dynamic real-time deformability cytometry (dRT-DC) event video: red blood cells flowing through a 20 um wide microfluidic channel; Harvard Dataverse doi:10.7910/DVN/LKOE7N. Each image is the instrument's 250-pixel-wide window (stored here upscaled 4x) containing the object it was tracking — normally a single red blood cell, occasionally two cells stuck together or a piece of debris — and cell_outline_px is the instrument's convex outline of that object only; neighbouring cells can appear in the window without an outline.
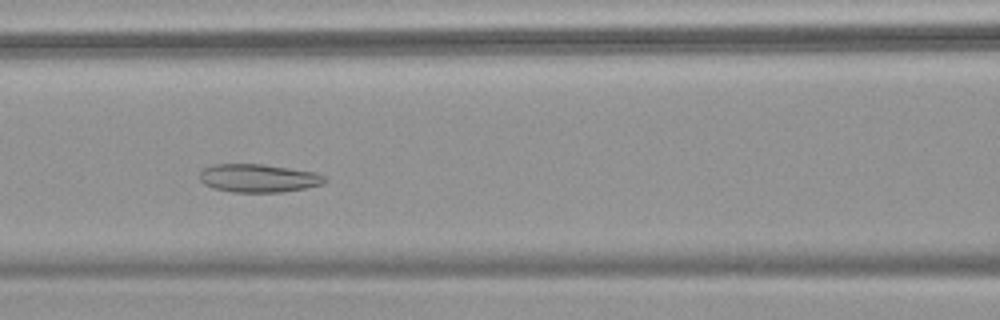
{"species": "common noctule bat (a hibernating species)", "species_latin": "Nyctalus noctula", "temperature_condition": "warm", "stored_images_in_passage": 53, "camera_frame_rate_fps": 3000, "um_per_image_px": 0.085, "animal": {"sex": "female", "body_mass_g": 18.4}, "frame": {"image": 1, "passage_image": 22, "time_ms": 7.0, "image_size_px": [1000, 320], "cell_outline_px": [[328, 180], [324, 184], [284, 192], [232, 192], [212, 188], [204, 184], [200, 180], [200, 172], [204, 168], [212, 164], [264, 164], [316, 172], [328, 176]], "centroid_in_image_um": [22.01, 15.14], "position_along_channel_um": 144.6, "area_um2": 20.87}}
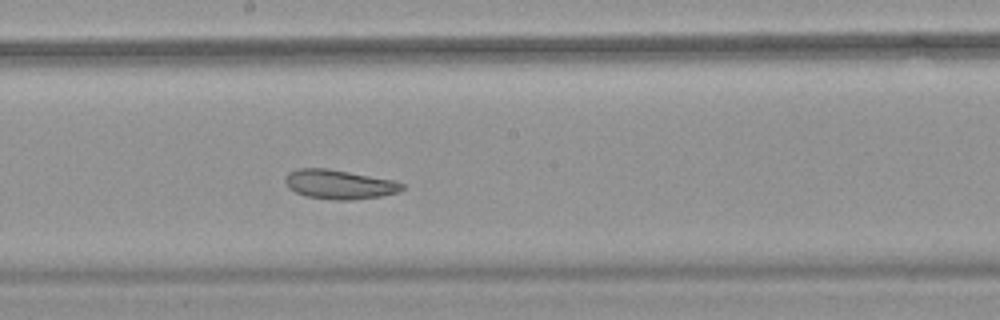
{"frame": {"image": 2, "passage_image": 28, "time_ms": 9.0, "image_size_px": [1000, 320], "cell_outline_px": [[404, 188], [400, 192], [380, 196], [352, 200], [332, 200], [304, 196], [288, 188], [284, 180], [284, 176], [288, 172], [296, 168], [328, 168], [396, 180], [404, 184]], "centroid_in_image_um": [28.83, 15.66], "position_along_channel_um": 219.4, "area_um2": 20.35}}
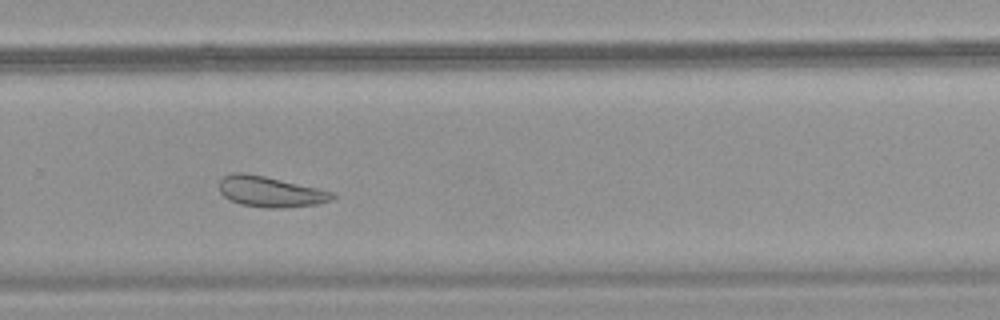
{"frame": {"image": 3, "passage_image": 35, "time_ms": 11.333, "image_size_px": [1000, 320], "cell_outline_px": [[336, 196], [332, 200], [316, 204], [280, 208], [268, 208], [240, 204], [224, 196], [220, 192], [220, 180], [224, 176], [232, 172], [244, 172], [264, 176], [316, 188], [332, 192]], "centroid_in_image_um": [22.95, 16.29], "position_along_channel_um": 306.9, "area_um2": 19.88}}